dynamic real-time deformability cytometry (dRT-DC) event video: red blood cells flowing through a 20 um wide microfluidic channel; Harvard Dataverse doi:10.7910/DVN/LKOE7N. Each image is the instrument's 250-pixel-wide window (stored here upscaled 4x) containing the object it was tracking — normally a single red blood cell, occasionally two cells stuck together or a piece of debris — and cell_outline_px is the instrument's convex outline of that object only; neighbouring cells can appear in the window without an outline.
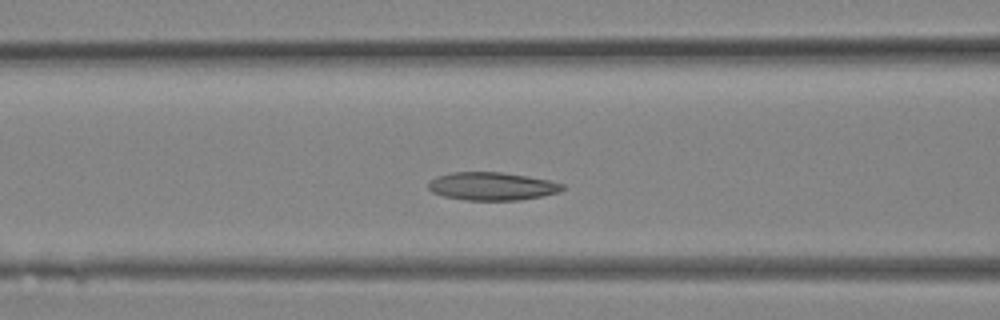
{"species": "Egyptian fruit bat (a non-hibernating species)", "species_latin": "Rousettus aegyptiacus", "temperature_condition": "room temperature", "stored_images_in_passage": 14, "camera_frame_rate_fps": 3000, "um_per_image_px": 0.085, "animal": {"sex": "female"}, "frame": {"image": 1, "passage_image": 8, "time_ms": 2.333, "image_size_px": [1000, 320], "cell_outline_px": [[564, 188], [560, 192], [520, 200], [464, 200], [444, 196], [432, 192], [428, 188], [428, 180], [436, 176], [452, 172], [500, 172], [548, 180], [564, 184]], "centroid_in_image_um": [41.77, 15.83], "position_along_channel_um": 124.8, "area_um2": 21.85}}
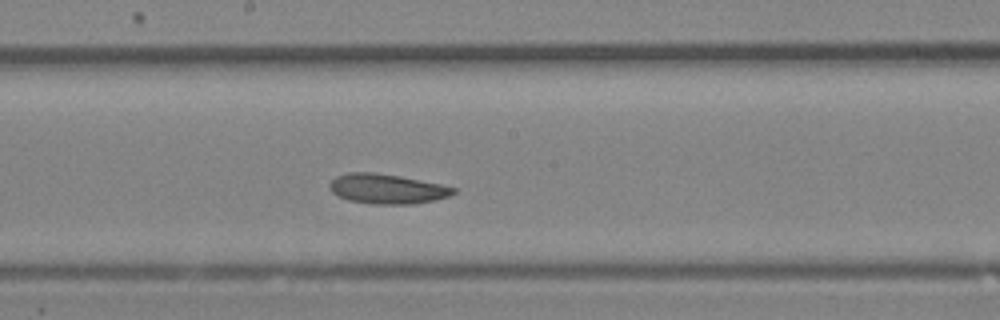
{"frame": {"image": 2, "passage_image": 12, "time_ms": 3.667, "image_size_px": [1000, 320], "cell_outline_px": [[456, 192], [448, 196], [432, 200], [412, 204], [372, 204], [348, 200], [336, 196], [332, 192], [328, 184], [336, 176], [348, 172], [372, 172], [400, 176], [440, 184], [456, 188]], "centroid_in_image_um": [32.84, 16.05], "position_along_channel_um": 215.4, "area_um2": 21.44}}
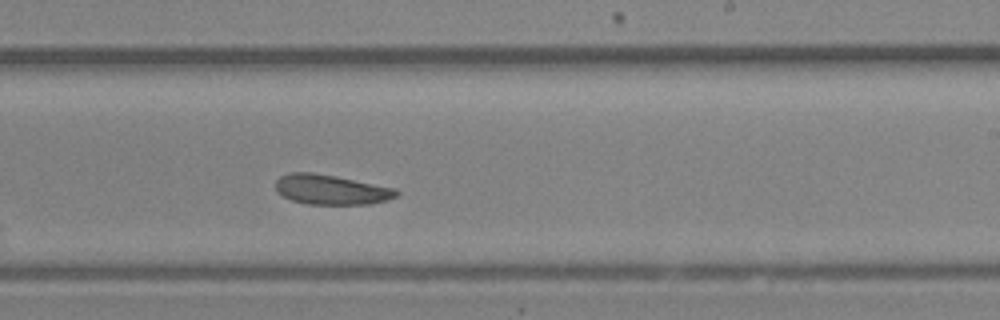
{"frame": {"image": 3, "passage_image": 14, "time_ms": 4.333, "image_size_px": [1000, 320], "cell_outline_px": [[400, 192], [396, 196], [388, 200], [372, 204], [308, 204], [292, 200], [276, 192], [276, 180], [280, 176], [288, 172], [312, 172], [336, 176], [396, 188]], "centroid_in_image_um": [28.15, 16.11], "position_along_channel_um": 260.8, "area_um2": 21.15}}